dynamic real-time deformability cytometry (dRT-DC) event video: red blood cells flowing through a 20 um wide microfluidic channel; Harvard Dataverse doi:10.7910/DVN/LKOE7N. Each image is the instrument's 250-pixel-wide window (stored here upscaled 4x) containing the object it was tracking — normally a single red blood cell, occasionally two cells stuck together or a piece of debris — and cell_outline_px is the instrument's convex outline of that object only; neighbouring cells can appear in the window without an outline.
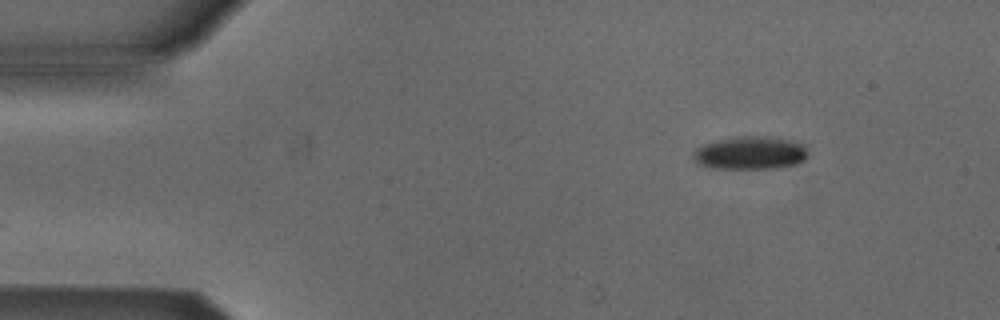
{"species": "Egyptian fruit bat (a non-hibernating species)", "species_latin": "Rousettus aegyptiacus", "temperature_condition": "cold", "stored_images_in_passage": 6, "segment_of_instrument_passage": [2, 2], "camera_frame_rate_fps": 3000, "um_per_image_px": 0.085, "animal": {"sex": "male"}, "frame": {"image": 1, "passage_image": 6, "time_ms": 26.0, "image_size_px": [1000, 320], "cell_outline_px": [[808, 156], [804, 160], [796, 164], [776, 168], [712, 168], [696, 164], [692, 156], [692, 152], [696, 148], [704, 144], [716, 140], [736, 136], [756, 136], [792, 140], [804, 144], [808, 152]], "centroid_in_image_um": [63.75, 13.0], "position_along_channel_um": 21.3, "area_um2": 22.25}}